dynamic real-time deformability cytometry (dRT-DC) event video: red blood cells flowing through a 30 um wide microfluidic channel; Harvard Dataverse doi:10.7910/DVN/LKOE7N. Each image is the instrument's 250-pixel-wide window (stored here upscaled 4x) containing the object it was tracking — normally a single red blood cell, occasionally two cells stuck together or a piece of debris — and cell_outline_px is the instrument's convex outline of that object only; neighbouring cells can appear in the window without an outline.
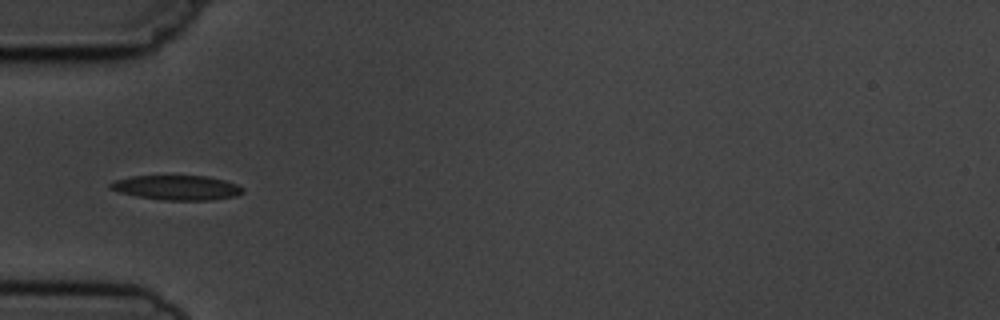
{"species": "common noctule bat (a hibernating species)", "species_latin": "Nyctalus noctula", "temperature_condition": "cold", "stored_images_in_passage": 7, "camera_frame_rate_fps": 3000, "um_per_image_px": 0.085, "animal": {"sex": "male", "body_mass_g": 19.5, "forearm_length_mm": 54.6}, "frame": {"image": 1, "passage_image": 5, "time_ms": 5.333, "image_size_px": [1000, 320], "cell_outline_px": [[244, 192], [236, 196], [212, 200], [164, 200], [140, 196], [120, 192], [108, 188], [108, 184], [116, 180], [132, 176], [208, 176], [224, 180], [236, 184], [244, 188]], "centroid_in_image_um": [15.07, 15.95], "position_along_channel_um": 69.9, "area_um2": 18.9}}
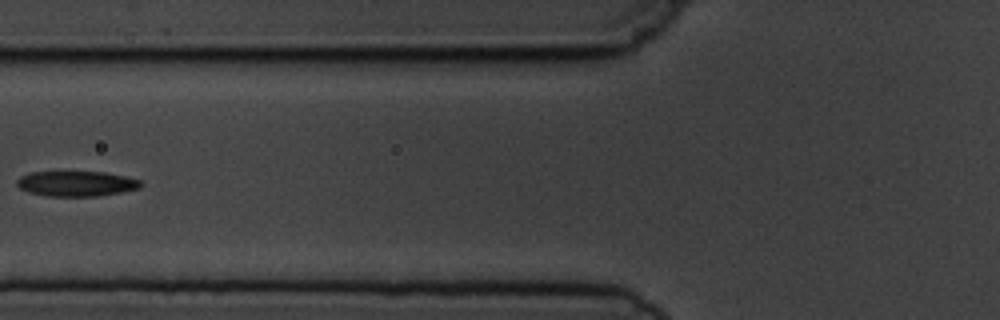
{"frame": {"image": 2, "passage_image": 6, "time_ms": 6.667, "image_size_px": [1000, 320], "cell_outline_px": [[144, 184], [140, 188], [120, 192], [96, 196], [48, 196], [28, 192], [20, 188], [16, 184], [16, 180], [20, 176], [32, 172], [104, 172], [124, 176], [140, 180]], "centroid_in_image_um": [6.48, 15.61], "position_along_channel_um": 119.3, "area_um2": 18.15}}
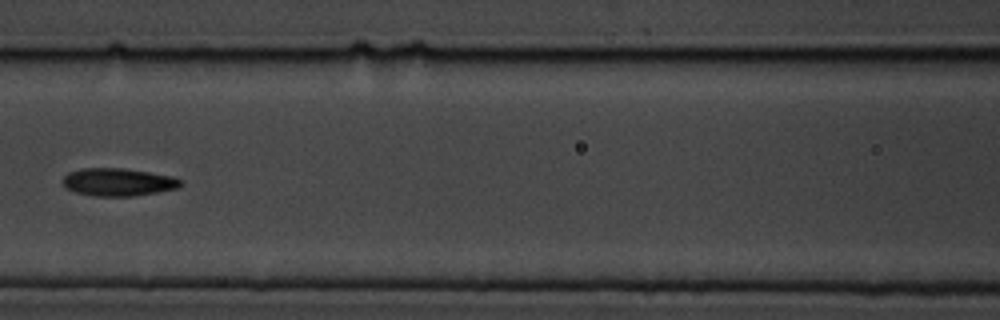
{"frame": {"image": 3, "passage_image": 7, "time_ms": 7.667, "image_size_px": [1000, 320], "cell_outline_px": [[184, 180], [180, 188], [132, 196], [96, 196], [76, 192], [68, 188], [60, 180], [68, 172], [84, 168], [124, 168], [172, 176]], "centroid_in_image_um": [10.07, 15.47], "position_along_channel_um": 156.5, "area_um2": 19.07}}